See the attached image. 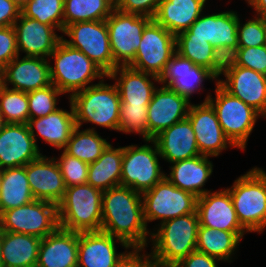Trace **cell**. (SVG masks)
I'll use <instances>...</instances> for the list:
<instances>
[{"mask_svg": "<svg viewBox=\"0 0 266 267\" xmlns=\"http://www.w3.org/2000/svg\"><path fill=\"white\" fill-rule=\"evenodd\" d=\"M21 13L42 24L56 27L60 33L64 30V0H32Z\"/></svg>", "mask_w": 266, "mask_h": 267, "instance_id": "38", "label": "cell"}, {"mask_svg": "<svg viewBox=\"0 0 266 267\" xmlns=\"http://www.w3.org/2000/svg\"><path fill=\"white\" fill-rule=\"evenodd\" d=\"M61 153L53 156L59 166L66 187L87 184L89 165L78 158Z\"/></svg>", "mask_w": 266, "mask_h": 267, "instance_id": "43", "label": "cell"}, {"mask_svg": "<svg viewBox=\"0 0 266 267\" xmlns=\"http://www.w3.org/2000/svg\"><path fill=\"white\" fill-rule=\"evenodd\" d=\"M21 9L12 0H0V27L14 26Z\"/></svg>", "mask_w": 266, "mask_h": 267, "instance_id": "50", "label": "cell"}, {"mask_svg": "<svg viewBox=\"0 0 266 267\" xmlns=\"http://www.w3.org/2000/svg\"><path fill=\"white\" fill-rule=\"evenodd\" d=\"M152 18L124 13L116 8L106 19L110 48L117 66H128L135 58L145 26Z\"/></svg>", "mask_w": 266, "mask_h": 267, "instance_id": "12", "label": "cell"}, {"mask_svg": "<svg viewBox=\"0 0 266 267\" xmlns=\"http://www.w3.org/2000/svg\"><path fill=\"white\" fill-rule=\"evenodd\" d=\"M4 125H5V122H4L3 117L1 116V113H0V131Z\"/></svg>", "mask_w": 266, "mask_h": 267, "instance_id": "55", "label": "cell"}, {"mask_svg": "<svg viewBox=\"0 0 266 267\" xmlns=\"http://www.w3.org/2000/svg\"><path fill=\"white\" fill-rule=\"evenodd\" d=\"M119 247L125 250L120 252ZM129 248L123 240L103 231L79 232L77 267H114Z\"/></svg>", "mask_w": 266, "mask_h": 267, "instance_id": "18", "label": "cell"}, {"mask_svg": "<svg viewBox=\"0 0 266 267\" xmlns=\"http://www.w3.org/2000/svg\"><path fill=\"white\" fill-rule=\"evenodd\" d=\"M103 191L90 184L66 187L57 205L59 227L75 232L101 231Z\"/></svg>", "mask_w": 266, "mask_h": 267, "instance_id": "7", "label": "cell"}, {"mask_svg": "<svg viewBox=\"0 0 266 267\" xmlns=\"http://www.w3.org/2000/svg\"><path fill=\"white\" fill-rule=\"evenodd\" d=\"M79 232L58 227L41 239L36 267H77Z\"/></svg>", "mask_w": 266, "mask_h": 267, "instance_id": "26", "label": "cell"}, {"mask_svg": "<svg viewBox=\"0 0 266 267\" xmlns=\"http://www.w3.org/2000/svg\"><path fill=\"white\" fill-rule=\"evenodd\" d=\"M123 146L110 143L102 155L89 164L87 184L101 191L120 186Z\"/></svg>", "mask_w": 266, "mask_h": 267, "instance_id": "33", "label": "cell"}, {"mask_svg": "<svg viewBox=\"0 0 266 267\" xmlns=\"http://www.w3.org/2000/svg\"><path fill=\"white\" fill-rule=\"evenodd\" d=\"M158 80L159 85L168 87L190 102L194 94H201L202 91L207 90L204 87L206 81L218 83V79L209 69L195 65L178 52L167 62Z\"/></svg>", "mask_w": 266, "mask_h": 267, "instance_id": "14", "label": "cell"}, {"mask_svg": "<svg viewBox=\"0 0 266 267\" xmlns=\"http://www.w3.org/2000/svg\"><path fill=\"white\" fill-rule=\"evenodd\" d=\"M238 176L231 187H225L230 195L241 226L250 234H263L266 229V171L253 166Z\"/></svg>", "mask_w": 266, "mask_h": 267, "instance_id": "5", "label": "cell"}, {"mask_svg": "<svg viewBox=\"0 0 266 267\" xmlns=\"http://www.w3.org/2000/svg\"><path fill=\"white\" fill-rule=\"evenodd\" d=\"M3 86V69L0 68V90Z\"/></svg>", "mask_w": 266, "mask_h": 267, "instance_id": "53", "label": "cell"}, {"mask_svg": "<svg viewBox=\"0 0 266 267\" xmlns=\"http://www.w3.org/2000/svg\"><path fill=\"white\" fill-rule=\"evenodd\" d=\"M42 154L27 124L5 123L0 131V170L25 166Z\"/></svg>", "mask_w": 266, "mask_h": 267, "instance_id": "19", "label": "cell"}, {"mask_svg": "<svg viewBox=\"0 0 266 267\" xmlns=\"http://www.w3.org/2000/svg\"><path fill=\"white\" fill-rule=\"evenodd\" d=\"M101 231L130 247L148 248L151 231L144 220L142 194L121 185L103 191Z\"/></svg>", "mask_w": 266, "mask_h": 267, "instance_id": "1", "label": "cell"}, {"mask_svg": "<svg viewBox=\"0 0 266 267\" xmlns=\"http://www.w3.org/2000/svg\"><path fill=\"white\" fill-rule=\"evenodd\" d=\"M201 155L219 157L228 148L237 149L225 136L212 105L207 102L192 103L187 115Z\"/></svg>", "mask_w": 266, "mask_h": 267, "instance_id": "15", "label": "cell"}, {"mask_svg": "<svg viewBox=\"0 0 266 267\" xmlns=\"http://www.w3.org/2000/svg\"><path fill=\"white\" fill-rule=\"evenodd\" d=\"M210 0H161L154 20L174 36L189 27L208 8ZM208 5V6H207Z\"/></svg>", "mask_w": 266, "mask_h": 267, "instance_id": "30", "label": "cell"}, {"mask_svg": "<svg viewBox=\"0 0 266 267\" xmlns=\"http://www.w3.org/2000/svg\"><path fill=\"white\" fill-rule=\"evenodd\" d=\"M0 113L5 123L27 124L29 120L28 93L2 86Z\"/></svg>", "mask_w": 266, "mask_h": 267, "instance_id": "37", "label": "cell"}, {"mask_svg": "<svg viewBox=\"0 0 266 267\" xmlns=\"http://www.w3.org/2000/svg\"><path fill=\"white\" fill-rule=\"evenodd\" d=\"M64 94L53 84L28 92L29 119L47 116L60 106V97Z\"/></svg>", "mask_w": 266, "mask_h": 267, "instance_id": "41", "label": "cell"}, {"mask_svg": "<svg viewBox=\"0 0 266 267\" xmlns=\"http://www.w3.org/2000/svg\"><path fill=\"white\" fill-rule=\"evenodd\" d=\"M50 156V157H49ZM31 193L36 200L58 205L63 199L66 186L55 158L42 154L26 165Z\"/></svg>", "mask_w": 266, "mask_h": 267, "instance_id": "24", "label": "cell"}, {"mask_svg": "<svg viewBox=\"0 0 266 267\" xmlns=\"http://www.w3.org/2000/svg\"><path fill=\"white\" fill-rule=\"evenodd\" d=\"M161 159L168 165L201 155L194 130L186 118L161 131L153 138Z\"/></svg>", "mask_w": 266, "mask_h": 267, "instance_id": "28", "label": "cell"}, {"mask_svg": "<svg viewBox=\"0 0 266 267\" xmlns=\"http://www.w3.org/2000/svg\"><path fill=\"white\" fill-rule=\"evenodd\" d=\"M109 144L110 142L103 138L98 131L81 130V127L76 126L62 150L89 165L102 155Z\"/></svg>", "mask_w": 266, "mask_h": 267, "instance_id": "35", "label": "cell"}, {"mask_svg": "<svg viewBox=\"0 0 266 267\" xmlns=\"http://www.w3.org/2000/svg\"><path fill=\"white\" fill-rule=\"evenodd\" d=\"M147 247H130L114 267H157Z\"/></svg>", "mask_w": 266, "mask_h": 267, "instance_id": "47", "label": "cell"}, {"mask_svg": "<svg viewBox=\"0 0 266 267\" xmlns=\"http://www.w3.org/2000/svg\"><path fill=\"white\" fill-rule=\"evenodd\" d=\"M246 234L249 233L216 230L199 225L196 250L221 260L223 264H231L238 257V248Z\"/></svg>", "mask_w": 266, "mask_h": 267, "instance_id": "31", "label": "cell"}, {"mask_svg": "<svg viewBox=\"0 0 266 267\" xmlns=\"http://www.w3.org/2000/svg\"><path fill=\"white\" fill-rule=\"evenodd\" d=\"M214 47L200 38H187L183 33L176 36V52L195 65L210 69Z\"/></svg>", "mask_w": 266, "mask_h": 267, "instance_id": "40", "label": "cell"}, {"mask_svg": "<svg viewBox=\"0 0 266 267\" xmlns=\"http://www.w3.org/2000/svg\"><path fill=\"white\" fill-rule=\"evenodd\" d=\"M107 79V80H106ZM105 77L97 84L87 87L86 89L76 92L69 100L72 103L76 126L83 127L90 123L85 129L97 131L102 127L109 131L119 129V112H120V96L116 85L109 84Z\"/></svg>", "mask_w": 266, "mask_h": 267, "instance_id": "2", "label": "cell"}, {"mask_svg": "<svg viewBox=\"0 0 266 267\" xmlns=\"http://www.w3.org/2000/svg\"><path fill=\"white\" fill-rule=\"evenodd\" d=\"M240 47L220 46L213 49L210 72L220 80L228 71L237 66Z\"/></svg>", "mask_w": 266, "mask_h": 267, "instance_id": "44", "label": "cell"}, {"mask_svg": "<svg viewBox=\"0 0 266 267\" xmlns=\"http://www.w3.org/2000/svg\"><path fill=\"white\" fill-rule=\"evenodd\" d=\"M197 213L166 220L151 232L150 253L157 267H173L196 250Z\"/></svg>", "mask_w": 266, "mask_h": 267, "instance_id": "4", "label": "cell"}, {"mask_svg": "<svg viewBox=\"0 0 266 267\" xmlns=\"http://www.w3.org/2000/svg\"><path fill=\"white\" fill-rule=\"evenodd\" d=\"M107 77L114 81L121 102L128 105H148L159 84L158 77L129 66H118Z\"/></svg>", "mask_w": 266, "mask_h": 267, "instance_id": "29", "label": "cell"}, {"mask_svg": "<svg viewBox=\"0 0 266 267\" xmlns=\"http://www.w3.org/2000/svg\"><path fill=\"white\" fill-rule=\"evenodd\" d=\"M204 11L201 16L184 31L187 38H200L209 42L214 48L220 46H238L237 26L239 12L226 10L209 13Z\"/></svg>", "mask_w": 266, "mask_h": 267, "instance_id": "17", "label": "cell"}, {"mask_svg": "<svg viewBox=\"0 0 266 267\" xmlns=\"http://www.w3.org/2000/svg\"><path fill=\"white\" fill-rule=\"evenodd\" d=\"M115 4L119 1V0H112Z\"/></svg>", "mask_w": 266, "mask_h": 267, "instance_id": "57", "label": "cell"}, {"mask_svg": "<svg viewBox=\"0 0 266 267\" xmlns=\"http://www.w3.org/2000/svg\"><path fill=\"white\" fill-rule=\"evenodd\" d=\"M237 66L250 68L266 75V45L240 48Z\"/></svg>", "mask_w": 266, "mask_h": 267, "instance_id": "45", "label": "cell"}, {"mask_svg": "<svg viewBox=\"0 0 266 267\" xmlns=\"http://www.w3.org/2000/svg\"><path fill=\"white\" fill-rule=\"evenodd\" d=\"M144 144L123 146L120 185L143 193L152 189L165 177L159 160L158 147L153 139H144ZM160 158V159H159Z\"/></svg>", "mask_w": 266, "mask_h": 267, "instance_id": "8", "label": "cell"}, {"mask_svg": "<svg viewBox=\"0 0 266 267\" xmlns=\"http://www.w3.org/2000/svg\"><path fill=\"white\" fill-rule=\"evenodd\" d=\"M191 104L168 87L158 86L148 104L147 139H153L161 131L186 119Z\"/></svg>", "mask_w": 266, "mask_h": 267, "instance_id": "16", "label": "cell"}, {"mask_svg": "<svg viewBox=\"0 0 266 267\" xmlns=\"http://www.w3.org/2000/svg\"><path fill=\"white\" fill-rule=\"evenodd\" d=\"M161 0H119L115 8L124 13H132L154 18Z\"/></svg>", "mask_w": 266, "mask_h": 267, "instance_id": "48", "label": "cell"}, {"mask_svg": "<svg viewBox=\"0 0 266 267\" xmlns=\"http://www.w3.org/2000/svg\"><path fill=\"white\" fill-rule=\"evenodd\" d=\"M200 226L230 232H247L240 224L231 195L224 187L197 198Z\"/></svg>", "mask_w": 266, "mask_h": 267, "instance_id": "21", "label": "cell"}, {"mask_svg": "<svg viewBox=\"0 0 266 267\" xmlns=\"http://www.w3.org/2000/svg\"><path fill=\"white\" fill-rule=\"evenodd\" d=\"M0 191H1V170H0Z\"/></svg>", "mask_w": 266, "mask_h": 267, "instance_id": "56", "label": "cell"}, {"mask_svg": "<svg viewBox=\"0 0 266 267\" xmlns=\"http://www.w3.org/2000/svg\"><path fill=\"white\" fill-rule=\"evenodd\" d=\"M175 53L176 36L152 19L145 26L135 58L128 66L159 77Z\"/></svg>", "mask_w": 266, "mask_h": 267, "instance_id": "13", "label": "cell"}, {"mask_svg": "<svg viewBox=\"0 0 266 267\" xmlns=\"http://www.w3.org/2000/svg\"><path fill=\"white\" fill-rule=\"evenodd\" d=\"M213 157L199 155L169 165L165 177L177 188L188 191L197 197L213 189H206V183L213 174Z\"/></svg>", "mask_w": 266, "mask_h": 267, "instance_id": "27", "label": "cell"}, {"mask_svg": "<svg viewBox=\"0 0 266 267\" xmlns=\"http://www.w3.org/2000/svg\"><path fill=\"white\" fill-rule=\"evenodd\" d=\"M41 239L33 235L1 231L4 267H36Z\"/></svg>", "mask_w": 266, "mask_h": 267, "instance_id": "32", "label": "cell"}, {"mask_svg": "<svg viewBox=\"0 0 266 267\" xmlns=\"http://www.w3.org/2000/svg\"><path fill=\"white\" fill-rule=\"evenodd\" d=\"M33 200L26 165L1 170L0 215Z\"/></svg>", "mask_w": 266, "mask_h": 267, "instance_id": "34", "label": "cell"}, {"mask_svg": "<svg viewBox=\"0 0 266 267\" xmlns=\"http://www.w3.org/2000/svg\"><path fill=\"white\" fill-rule=\"evenodd\" d=\"M197 196L177 188L166 177L152 189L142 193L144 220L152 232L162 222L190 213H197Z\"/></svg>", "mask_w": 266, "mask_h": 267, "instance_id": "9", "label": "cell"}, {"mask_svg": "<svg viewBox=\"0 0 266 267\" xmlns=\"http://www.w3.org/2000/svg\"><path fill=\"white\" fill-rule=\"evenodd\" d=\"M247 5L255 16L266 18V0H251Z\"/></svg>", "mask_w": 266, "mask_h": 267, "instance_id": "51", "label": "cell"}, {"mask_svg": "<svg viewBox=\"0 0 266 267\" xmlns=\"http://www.w3.org/2000/svg\"><path fill=\"white\" fill-rule=\"evenodd\" d=\"M19 55L14 26L0 27V68Z\"/></svg>", "mask_w": 266, "mask_h": 267, "instance_id": "46", "label": "cell"}, {"mask_svg": "<svg viewBox=\"0 0 266 267\" xmlns=\"http://www.w3.org/2000/svg\"><path fill=\"white\" fill-rule=\"evenodd\" d=\"M51 84L69 99L76 92L97 84L107 74L80 50L62 39L48 57ZM68 97H67V95Z\"/></svg>", "mask_w": 266, "mask_h": 267, "instance_id": "3", "label": "cell"}, {"mask_svg": "<svg viewBox=\"0 0 266 267\" xmlns=\"http://www.w3.org/2000/svg\"><path fill=\"white\" fill-rule=\"evenodd\" d=\"M148 105H128L121 102L119 112V129L121 134L137 135L147 139Z\"/></svg>", "mask_w": 266, "mask_h": 267, "instance_id": "39", "label": "cell"}, {"mask_svg": "<svg viewBox=\"0 0 266 267\" xmlns=\"http://www.w3.org/2000/svg\"><path fill=\"white\" fill-rule=\"evenodd\" d=\"M114 9L112 0H64V28L77 22L106 20Z\"/></svg>", "mask_w": 266, "mask_h": 267, "instance_id": "36", "label": "cell"}, {"mask_svg": "<svg viewBox=\"0 0 266 267\" xmlns=\"http://www.w3.org/2000/svg\"><path fill=\"white\" fill-rule=\"evenodd\" d=\"M19 55L48 59L62 39L60 31L51 25L42 24L22 13L14 23ZM58 32V33H57ZM60 34V35H59Z\"/></svg>", "mask_w": 266, "mask_h": 267, "instance_id": "20", "label": "cell"}, {"mask_svg": "<svg viewBox=\"0 0 266 267\" xmlns=\"http://www.w3.org/2000/svg\"><path fill=\"white\" fill-rule=\"evenodd\" d=\"M61 36L66 44L84 53L107 75L118 67L112 56L106 20L67 25Z\"/></svg>", "mask_w": 266, "mask_h": 267, "instance_id": "10", "label": "cell"}, {"mask_svg": "<svg viewBox=\"0 0 266 267\" xmlns=\"http://www.w3.org/2000/svg\"><path fill=\"white\" fill-rule=\"evenodd\" d=\"M219 262L222 264L221 260L195 250L173 267H218Z\"/></svg>", "mask_w": 266, "mask_h": 267, "instance_id": "49", "label": "cell"}, {"mask_svg": "<svg viewBox=\"0 0 266 267\" xmlns=\"http://www.w3.org/2000/svg\"><path fill=\"white\" fill-rule=\"evenodd\" d=\"M68 102L69 110L59 107L47 116L28 120L30 134L40 151L42 147L38 145V142L41 139L43 144H48L50 148H56L57 151L62 150L68 143L76 127L73 106L69 99Z\"/></svg>", "mask_w": 266, "mask_h": 267, "instance_id": "25", "label": "cell"}, {"mask_svg": "<svg viewBox=\"0 0 266 267\" xmlns=\"http://www.w3.org/2000/svg\"><path fill=\"white\" fill-rule=\"evenodd\" d=\"M0 267H4L2 262V251H1V230H0Z\"/></svg>", "mask_w": 266, "mask_h": 267, "instance_id": "54", "label": "cell"}, {"mask_svg": "<svg viewBox=\"0 0 266 267\" xmlns=\"http://www.w3.org/2000/svg\"><path fill=\"white\" fill-rule=\"evenodd\" d=\"M202 102H209L215 110L217 119L225 136L240 151H246L248 139L257 121L264 117L241 99L231 95L219 83L215 84V96L211 88Z\"/></svg>", "mask_w": 266, "mask_h": 267, "instance_id": "6", "label": "cell"}, {"mask_svg": "<svg viewBox=\"0 0 266 267\" xmlns=\"http://www.w3.org/2000/svg\"><path fill=\"white\" fill-rule=\"evenodd\" d=\"M218 83L266 118V75L250 68L235 66Z\"/></svg>", "mask_w": 266, "mask_h": 267, "instance_id": "23", "label": "cell"}, {"mask_svg": "<svg viewBox=\"0 0 266 267\" xmlns=\"http://www.w3.org/2000/svg\"><path fill=\"white\" fill-rule=\"evenodd\" d=\"M20 9H22L28 2L32 0H12Z\"/></svg>", "mask_w": 266, "mask_h": 267, "instance_id": "52", "label": "cell"}, {"mask_svg": "<svg viewBox=\"0 0 266 267\" xmlns=\"http://www.w3.org/2000/svg\"><path fill=\"white\" fill-rule=\"evenodd\" d=\"M3 85L26 93L51 85L48 59L18 55L3 68Z\"/></svg>", "mask_w": 266, "mask_h": 267, "instance_id": "22", "label": "cell"}, {"mask_svg": "<svg viewBox=\"0 0 266 267\" xmlns=\"http://www.w3.org/2000/svg\"><path fill=\"white\" fill-rule=\"evenodd\" d=\"M59 227L57 205L33 200L0 215V230L33 235L43 239Z\"/></svg>", "mask_w": 266, "mask_h": 267, "instance_id": "11", "label": "cell"}, {"mask_svg": "<svg viewBox=\"0 0 266 267\" xmlns=\"http://www.w3.org/2000/svg\"><path fill=\"white\" fill-rule=\"evenodd\" d=\"M239 14L237 33L240 48L266 45V18L253 15L244 23Z\"/></svg>", "mask_w": 266, "mask_h": 267, "instance_id": "42", "label": "cell"}]
</instances>
